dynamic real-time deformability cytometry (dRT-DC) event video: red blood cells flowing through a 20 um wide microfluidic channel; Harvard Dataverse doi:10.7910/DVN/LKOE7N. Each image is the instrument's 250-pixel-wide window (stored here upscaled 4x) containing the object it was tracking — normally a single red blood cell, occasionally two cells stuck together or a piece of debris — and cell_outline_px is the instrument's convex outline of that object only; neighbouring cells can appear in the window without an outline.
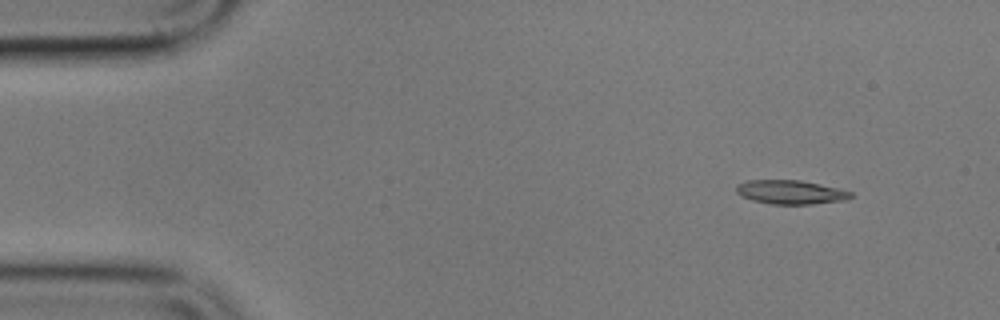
{"species": "common noctule bat (a hibernating species)", "species_latin": "Nyctalus noctula", "temperature_condition": "cold", "stored_images_in_passage": 5, "camera_frame_rate_fps": 3000, "um_per_image_px": 0.085, "animal": {"sex": "male", "body_mass_g": 17.9}, "frame": {"image": 1, "passage_image": 2, "time_ms": 1.333, "image_size_px": [1000, 320], "cell_outline_px": [[852, 196], [848, 200], [812, 204], [772, 204], [752, 200], [740, 196], [736, 192], [736, 188], [740, 184], [748, 180], [800, 180], [820, 184], [852, 192]], "centroid_in_image_um": [67.21, 16.34], "position_along_channel_um": 17.8, "area_um2": 15.9}}
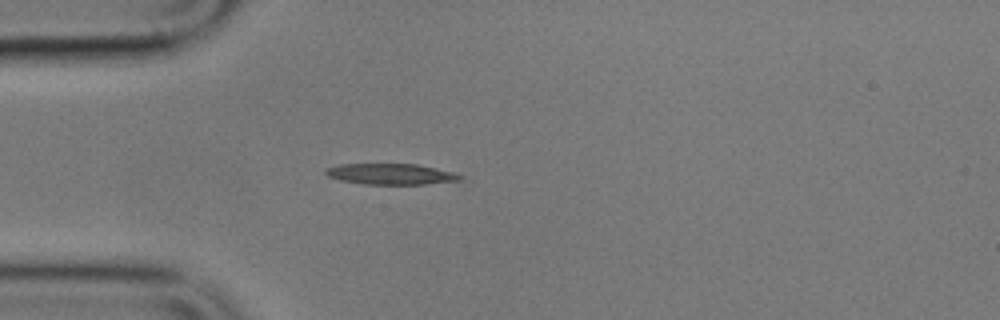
{"frame": {"image": 2, "passage_image": 5, "time_ms": 4.667, "image_size_px": [1000, 320], "cell_outline_px": [[464, 176], [460, 180], [424, 184], [364, 184], [340, 180], [328, 176], [324, 172], [328, 168], [340, 164], [416, 164], [456, 172]], "centroid_in_image_um": [33.26, 14.79], "position_along_channel_um": 51.7, "area_um2": 16.3}}